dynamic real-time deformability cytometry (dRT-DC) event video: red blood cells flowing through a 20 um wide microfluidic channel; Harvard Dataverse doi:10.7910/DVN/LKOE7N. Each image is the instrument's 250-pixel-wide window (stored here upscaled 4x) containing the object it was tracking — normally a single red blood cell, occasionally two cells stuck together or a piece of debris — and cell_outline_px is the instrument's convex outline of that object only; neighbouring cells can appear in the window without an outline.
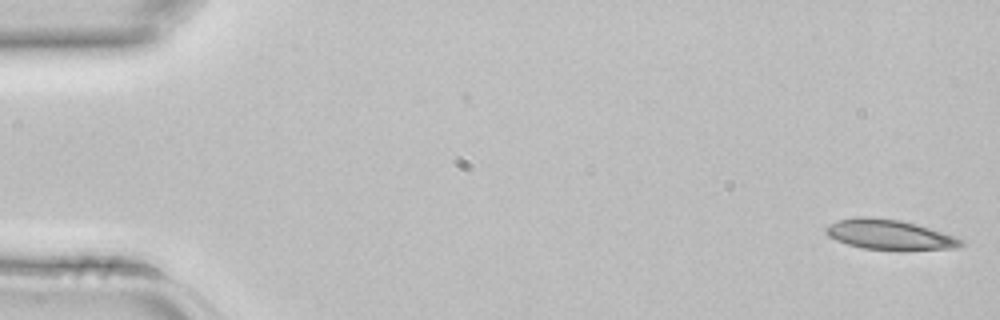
{"species": "common noctule bat (a hibernating species)", "species_latin": "Nyctalus noctula", "temperature_condition": "room temperature", "stored_images_in_passage": 4, "camera_frame_rate_fps": 3000, "um_per_image_px": 0.085, "animal": {"sex": "female", "body_mass_g": 22.7, "forearm_length_mm": 54.2}, "frame": {"image": 1, "passage_image": 1, "time_ms": 0.0, "image_size_px": [1000, 320], "cell_outline_px": [[964, 244], [960, 248], [904, 252], [900, 252], [864, 248], [848, 244], [836, 240], [828, 236], [824, 232], [824, 228], [836, 220], [860, 216], [868, 216], [900, 220], [916, 224], [956, 236], [964, 240]], "centroid_in_image_um": [75.66, 19.98], "position_along_channel_um": 9.3, "area_um2": 24.51}}